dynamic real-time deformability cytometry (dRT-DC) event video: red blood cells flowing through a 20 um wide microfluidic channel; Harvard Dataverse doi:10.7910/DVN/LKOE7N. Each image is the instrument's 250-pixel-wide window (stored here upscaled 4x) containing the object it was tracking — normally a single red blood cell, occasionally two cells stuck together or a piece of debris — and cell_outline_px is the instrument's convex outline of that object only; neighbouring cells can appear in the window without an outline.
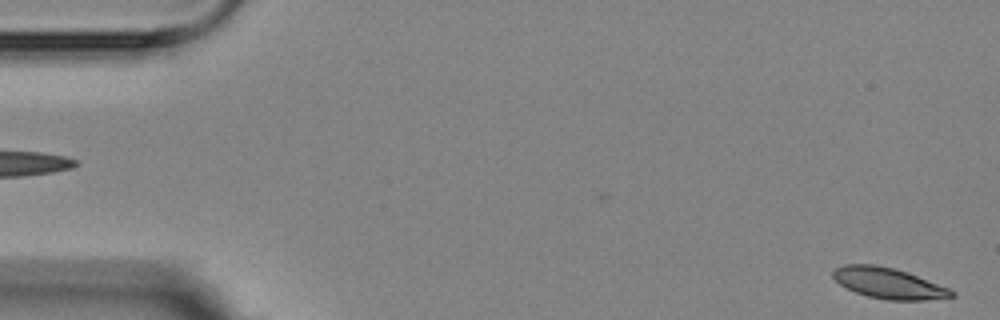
{"species": "Egyptian fruit bat (a non-hibernating species)", "species_latin": "Rousettus aegyptiacus", "temperature_condition": "room temperature", "stored_images_in_passage": 5, "camera_frame_rate_fps": 3000, "um_per_image_px": 0.085, "animal": {"sex": "female"}, "frame": {"image": 1, "passage_image": 1, "time_ms": 0.0, "image_size_px": [1000, 320], "cell_outline_px": [[956, 296], [924, 300], [888, 300], [868, 296], [856, 292], [840, 284], [832, 276], [832, 272], [836, 268], [844, 264], [876, 264], [908, 272], [948, 288], [956, 292]], "centroid_in_image_um": [75.53, 24.07], "position_along_channel_um": 9.5, "area_um2": 21.1}}